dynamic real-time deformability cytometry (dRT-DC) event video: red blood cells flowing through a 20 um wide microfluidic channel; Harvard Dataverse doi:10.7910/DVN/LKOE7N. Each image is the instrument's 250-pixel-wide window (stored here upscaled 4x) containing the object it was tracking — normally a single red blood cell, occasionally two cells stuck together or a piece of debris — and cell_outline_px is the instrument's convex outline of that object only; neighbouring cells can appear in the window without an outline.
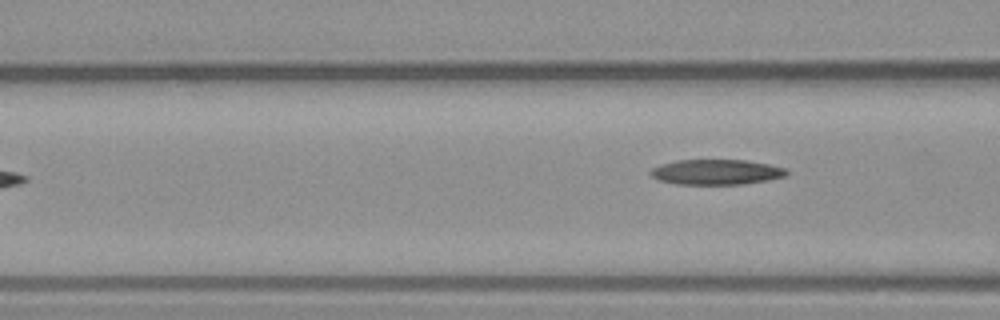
{"species": "common noctule bat (a hibernating species)", "species_latin": "Nyctalus noctula", "temperature_condition": "warm", "stored_images_in_passage": 7, "segment_of_instrument_passage": [2, 2], "camera_frame_rate_fps": 3000, "um_per_image_px": 0.085, "animal": {"sex": "male", "body_mass_g": 23.1, "forearm_length_mm": 52.7}, "frame": {"image": 1, "passage_image": 7, "time_ms": 7.667, "image_size_px": [1000, 320], "cell_outline_px": [[788, 172], [784, 176], [768, 180], [744, 184], [676, 184], [660, 180], [652, 176], [648, 172], [652, 168], [660, 164], [676, 160], [748, 160], [768, 164], [784, 168]], "centroid_in_image_um": [60.85, 14.62], "position_along_channel_um": 105.7, "area_um2": 19.94}}